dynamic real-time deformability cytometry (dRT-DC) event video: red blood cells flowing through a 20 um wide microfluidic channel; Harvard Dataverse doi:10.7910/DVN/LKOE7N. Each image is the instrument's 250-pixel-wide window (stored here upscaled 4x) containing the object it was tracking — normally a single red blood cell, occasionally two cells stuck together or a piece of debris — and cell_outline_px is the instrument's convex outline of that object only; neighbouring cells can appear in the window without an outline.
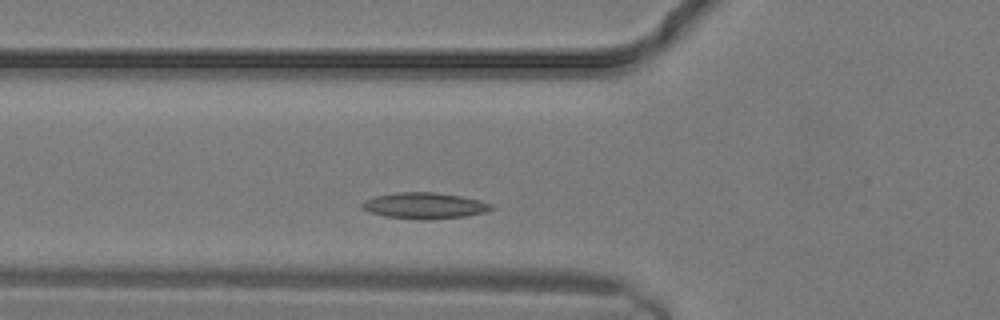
{"species": "common noctule bat (a hibernating species)", "species_latin": "Nyctalus noctula", "temperature_condition": "warm", "stored_images_in_passage": 6, "camera_frame_rate_fps": 3000, "um_per_image_px": 0.085, "animal": {"sex": "male", "body_mass_g": 19.2, "forearm_length_mm": 51.8}, "frame": {"image": 1, "passage_image": 4, "time_ms": 1.0, "image_size_px": [1000, 320], "cell_outline_px": [[496, 208], [484, 212], [464, 216], [428, 220], [420, 220], [388, 216], [372, 212], [360, 208], [360, 204], [364, 200], [376, 196], [400, 192], [436, 192], [460, 196], [480, 200], [492, 204]], "centroid_in_image_um": [36.1, 17.48], "position_along_channel_um": 89.7, "area_um2": 19.59}}
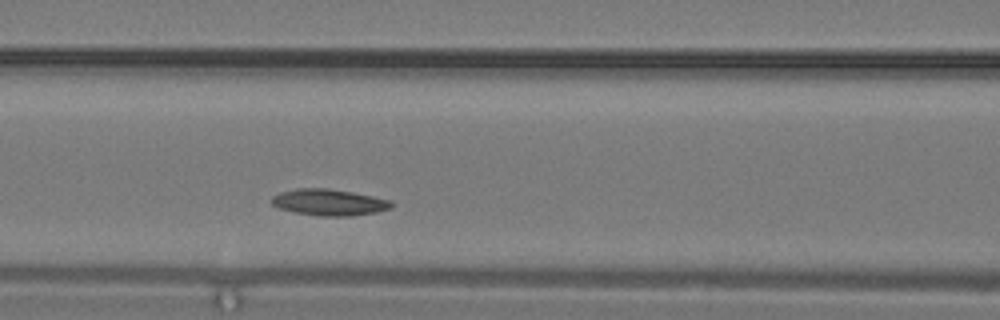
{"frame": {"image": 2, "passage_image": 6, "time_ms": 1.667, "image_size_px": [1000, 320], "cell_outline_px": [[396, 204], [392, 208], [376, 212], [348, 216], [320, 216], [296, 212], [280, 208], [272, 204], [272, 196], [280, 192], [296, 188], [328, 188], [352, 192], [392, 200]], "centroid_in_image_um": [28.02, 17.19], "position_along_channel_um": 138.6, "area_um2": 18.44}}